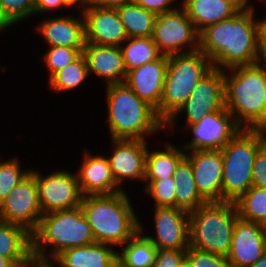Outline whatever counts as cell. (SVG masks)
Instances as JSON below:
<instances>
[{
    "mask_svg": "<svg viewBox=\"0 0 266 267\" xmlns=\"http://www.w3.org/2000/svg\"><path fill=\"white\" fill-rule=\"evenodd\" d=\"M257 10L237 12L199 33V50L212 61L214 68L226 70L257 64L262 21L261 15L256 16Z\"/></svg>",
    "mask_w": 266,
    "mask_h": 267,
    "instance_id": "obj_1",
    "label": "cell"
},
{
    "mask_svg": "<svg viewBox=\"0 0 266 267\" xmlns=\"http://www.w3.org/2000/svg\"><path fill=\"white\" fill-rule=\"evenodd\" d=\"M105 87V127L110 139L150 140L152 137L154 140L160 133L165 134V123L156 110L141 100L125 82Z\"/></svg>",
    "mask_w": 266,
    "mask_h": 267,
    "instance_id": "obj_2",
    "label": "cell"
},
{
    "mask_svg": "<svg viewBox=\"0 0 266 267\" xmlns=\"http://www.w3.org/2000/svg\"><path fill=\"white\" fill-rule=\"evenodd\" d=\"M127 191L83 196L80 208L96 243L117 250L140 231V216Z\"/></svg>",
    "mask_w": 266,
    "mask_h": 267,
    "instance_id": "obj_3",
    "label": "cell"
},
{
    "mask_svg": "<svg viewBox=\"0 0 266 267\" xmlns=\"http://www.w3.org/2000/svg\"><path fill=\"white\" fill-rule=\"evenodd\" d=\"M225 108L242 129L266 127V66H236L224 70Z\"/></svg>",
    "mask_w": 266,
    "mask_h": 267,
    "instance_id": "obj_4",
    "label": "cell"
},
{
    "mask_svg": "<svg viewBox=\"0 0 266 267\" xmlns=\"http://www.w3.org/2000/svg\"><path fill=\"white\" fill-rule=\"evenodd\" d=\"M96 243L80 206L46 213L32 234V255L55 259L69 249Z\"/></svg>",
    "mask_w": 266,
    "mask_h": 267,
    "instance_id": "obj_5",
    "label": "cell"
},
{
    "mask_svg": "<svg viewBox=\"0 0 266 267\" xmlns=\"http://www.w3.org/2000/svg\"><path fill=\"white\" fill-rule=\"evenodd\" d=\"M238 211L235 202H207L189 212V247L227 257Z\"/></svg>",
    "mask_w": 266,
    "mask_h": 267,
    "instance_id": "obj_6",
    "label": "cell"
},
{
    "mask_svg": "<svg viewBox=\"0 0 266 267\" xmlns=\"http://www.w3.org/2000/svg\"><path fill=\"white\" fill-rule=\"evenodd\" d=\"M266 143L263 129H241L221 149L223 158L222 202L237 201L252 186V167Z\"/></svg>",
    "mask_w": 266,
    "mask_h": 267,
    "instance_id": "obj_7",
    "label": "cell"
},
{
    "mask_svg": "<svg viewBox=\"0 0 266 267\" xmlns=\"http://www.w3.org/2000/svg\"><path fill=\"white\" fill-rule=\"evenodd\" d=\"M213 68L212 61L201 50L168 55L163 95L156 110L158 117L166 123Z\"/></svg>",
    "mask_w": 266,
    "mask_h": 267,
    "instance_id": "obj_8",
    "label": "cell"
},
{
    "mask_svg": "<svg viewBox=\"0 0 266 267\" xmlns=\"http://www.w3.org/2000/svg\"><path fill=\"white\" fill-rule=\"evenodd\" d=\"M225 108L224 70L213 68L204 76L191 92V96L165 123V136H171L178 129L199 122L208 113L217 112ZM181 115L183 119L181 118ZM181 120L183 124L178 126ZM177 125V126H176ZM176 127L178 129H176ZM176 129V130H175Z\"/></svg>",
    "mask_w": 266,
    "mask_h": 267,
    "instance_id": "obj_9",
    "label": "cell"
},
{
    "mask_svg": "<svg viewBox=\"0 0 266 267\" xmlns=\"http://www.w3.org/2000/svg\"><path fill=\"white\" fill-rule=\"evenodd\" d=\"M31 169L35 175L39 190V201L43 215L46 213L73 209L80 206L83 195L81 193L76 172L73 169L59 168L49 173ZM47 173V174H46Z\"/></svg>",
    "mask_w": 266,
    "mask_h": 267,
    "instance_id": "obj_10",
    "label": "cell"
},
{
    "mask_svg": "<svg viewBox=\"0 0 266 267\" xmlns=\"http://www.w3.org/2000/svg\"><path fill=\"white\" fill-rule=\"evenodd\" d=\"M151 38L163 55L199 50V33L181 6L156 16Z\"/></svg>",
    "mask_w": 266,
    "mask_h": 267,
    "instance_id": "obj_11",
    "label": "cell"
},
{
    "mask_svg": "<svg viewBox=\"0 0 266 267\" xmlns=\"http://www.w3.org/2000/svg\"><path fill=\"white\" fill-rule=\"evenodd\" d=\"M153 209V210H152ZM152 232L145 229L140 218V232L157 250H187L189 248V213L178 207H152Z\"/></svg>",
    "mask_w": 266,
    "mask_h": 267,
    "instance_id": "obj_12",
    "label": "cell"
},
{
    "mask_svg": "<svg viewBox=\"0 0 266 267\" xmlns=\"http://www.w3.org/2000/svg\"><path fill=\"white\" fill-rule=\"evenodd\" d=\"M43 216L35 175L30 172L0 203V219L33 234Z\"/></svg>",
    "mask_w": 266,
    "mask_h": 267,
    "instance_id": "obj_13",
    "label": "cell"
},
{
    "mask_svg": "<svg viewBox=\"0 0 266 267\" xmlns=\"http://www.w3.org/2000/svg\"><path fill=\"white\" fill-rule=\"evenodd\" d=\"M241 129L232 114L224 108L208 113L199 122L183 128L187 132L185 136L190 135V139L181 142L180 146L186 152L222 149Z\"/></svg>",
    "mask_w": 266,
    "mask_h": 267,
    "instance_id": "obj_14",
    "label": "cell"
},
{
    "mask_svg": "<svg viewBox=\"0 0 266 267\" xmlns=\"http://www.w3.org/2000/svg\"><path fill=\"white\" fill-rule=\"evenodd\" d=\"M111 143L109 153H104L109 161V166L116 184L127 190V182L144 183L146 153L148 140L108 139ZM125 187V188H124Z\"/></svg>",
    "mask_w": 266,
    "mask_h": 267,
    "instance_id": "obj_15",
    "label": "cell"
},
{
    "mask_svg": "<svg viewBox=\"0 0 266 267\" xmlns=\"http://www.w3.org/2000/svg\"><path fill=\"white\" fill-rule=\"evenodd\" d=\"M81 12L86 43L120 46L128 38L117 9L90 2Z\"/></svg>",
    "mask_w": 266,
    "mask_h": 267,
    "instance_id": "obj_16",
    "label": "cell"
},
{
    "mask_svg": "<svg viewBox=\"0 0 266 267\" xmlns=\"http://www.w3.org/2000/svg\"><path fill=\"white\" fill-rule=\"evenodd\" d=\"M68 11L58 16H42V20L35 26V32L48 47H85L84 18L81 11L72 14ZM78 13V14H77ZM77 14V15H76ZM55 16V17H54ZM47 17V18H46Z\"/></svg>",
    "mask_w": 266,
    "mask_h": 267,
    "instance_id": "obj_17",
    "label": "cell"
},
{
    "mask_svg": "<svg viewBox=\"0 0 266 267\" xmlns=\"http://www.w3.org/2000/svg\"><path fill=\"white\" fill-rule=\"evenodd\" d=\"M194 181L207 202H222L223 158L221 149L187 151Z\"/></svg>",
    "mask_w": 266,
    "mask_h": 267,
    "instance_id": "obj_18",
    "label": "cell"
},
{
    "mask_svg": "<svg viewBox=\"0 0 266 267\" xmlns=\"http://www.w3.org/2000/svg\"><path fill=\"white\" fill-rule=\"evenodd\" d=\"M266 252L265 225L236 219L231 249L227 256L232 267H250Z\"/></svg>",
    "mask_w": 266,
    "mask_h": 267,
    "instance_id": "obj_19",
    "label": "cell"
},
{
    "mask_svg": "<svg viewBox=\"0 0 266 267\" xmlns=\"http://www.w3.org/2000/svg\"><path fill=\"white\" fill-rule=\"evenodd\" d=\"M82 151L85 153L75 172L83 196L113 195L123 191L114 180L106 155L94 154L87 148Z\"/></svg>",
    "mask_w": 266,
    "mask_h": 267,
    "instance_id": "obj_20",
    "label": "cell"
},
{
    "mask_svg": "<svg viewBox=\"0 0 266 267\" xmlns=\"http://www.w3.org/2000/svg\"><path fill=\"white\" fill-rule=\"evenodd\" d=\"M82 53L90 79L96 76L103 86L125 82L127 71L120 46L85 43Z\"/></svg>",
    "mask_w": 266,
    "mask_h": 267,
    "instance_id": "obj_21",
    "label": "cell"
},
{
    "mask_svg": "<svg viewBox=\"0 0 266 267\" xmlns=\"http://www.w3.org/2000/svg\"><path fill=\"white\" fill-rule=\"evenodd\" d=\"M168 55L127 73L125 83L143 101L157 110L163 95Z\"/></svg>",
    "mask_w": 266,
    "mask_h": 267,
    "instance_id": "obj_22",
    "label": "cell"
},
{
    "mask_svg": "<svg viewBox=\"0 0 266 267\" xmlns=\"http://www.w3.org/2000/svg\"><path fill=\"white\" fill-rule=\"evenodd\" d=\"M54 260L61 267H112L118 262V250L108 244L92 243L69 248Z\"/></svg>",
    "mask_w": 266,
    "mask_h": 267,
    "instance_id": "obj_23",
    "label": "cell"
},
{
    "mask_svg": "<svg viewBox=\"0 0 266 267\" xmlns=\"http://www.w3.org/2000/svg\"><path fill=\"white\" fill-rule=\"evenodd\" d=\"M156 140L157 142H155ZM154 142L157 148L149 144L146 153L145 179L173 177L177 165L186 156V151L180 144L177 145L176 143L174 145L171 140L161 141L160 146L157 145L159 143L158 139H155Z\"/></svg>",
    "mask_w": 266,
    "mask_h": 267,
    "instance_id": "obj_24",
    "label": "cell"
},
{
    "mask_svg": "<svg viewBox=\"0 0 266 267\" xmlns=\"http://www.w3.org/2000/svg\"><path fill=\"white\" fill-rule=\"evenodd\" d=\"M197 32L234 16L238 11L225 0H180Z\"/></svg>",
    "mask_w": 266,
    "mask_h": 267,
    "instance_id": "obj_25",
    "label": "cell"
},
{
    "mask_svg": "<svg viewBox=\"0 0 266 267\" xmlns=\"http://www.w3.org/2000/svg\"><path fill=\"white\" fill-rule=\"evenodd\" d=\"M0 256L11 259L18 267L25 265L32 256V234L0 219Z\"/></svg>",
    "mask_w": 266,
    "mask_h": 267,
    "instance_id": "obj_26",
    "label": "cell"
},
{
    "mask_svg": "<svg viewBox=\"0 0 266 267\" xmlns=\"http://www.w3.org/2000/svg\"><path fill=\"white\" fill-rule=\"evenodd\" d=\"M173 178L176 183V207L189 213L207 203L197 190L191 161L186 156L177 165Z\"/></svg>",
    "mask_w": 266,
    "mask_h": 267,
    "instance_id": "obj_27",
    "label": "cell"
},
{
    "mask_svg": "<svg viewBox=\"0 0 266 267\" xmlns=\"http://www.w3.org/2000/svg\"><path fill=\"white\" fill-rule=\"evenodd\" d=\"M128 38L152 37L156 14L131 2L116 8Z\"/></svg>",
    "mask_w": 266,
    "mask_h": 267,
    "instance_id": "obj_28",
    "label": "cell"
},
{
    "mask_svg": "<svg viewBox=\"0 0 266 267\" xmlns=\"http://www.w3.org/2000/svg\"><path fill=\"white\" fill-rule=\"evenodd\" d=\"M157 248L139 231L118 249V262L123 267H152Z\"/></svg>",
    "mask_w": 266,
    "mask_h": 267,
    "instance_id": "obj_29",
    "label": "cell"
},
{
    "mask_svg": "<svg viewBox=\"0 0 266 267\" xmlns=\"http://www.w3.org/2000/svg\"><path fill=\"white\" fill-rule=\"evenodd\" d=\"M120 47L127 73L163 55L151 37L127 38Z\"/></svg>",
    "mask_w": 266,
    "mask_h": 267,
    "instance_id": "obj_30",
    "label": "cell"
},
{
    "mask_svg": "<svg viewBox=\"0 0 266 267\" xmlns=\"http://www.w3.org/2000/svg\"><path fill=\"white\" fill-rule=\"evenodd\" d=\"M89 77L85 56L82 53L48 80V88L56 94L76 91L77 88L83 87L82 84L86 85Z\"/></svg>",
    "mask_w": 266,
    "mask_h": 267,
    "instance_id": "obj_31",
    "label": "cell"
},
{
    "mask_svg": "<svg viewBox=\"0 0 266 267\" xmlns=\"http://www.w3.org/2000/svg\"><path fill=\"white\" fill-rule=\"evenodd\" d=\"M235 204L240 218L265 225L266 189L251 186Z\"/></svg>",
    "mask_w": 266,
    "mask_h": 267,
    "instance_id": "obj_32",
    "label": "cell"
},
{
    "mask_svg": "<svg viewBox=\"0 0 266 267\" xmlns=\"http://www.w3.org/2000/svg\"><path fill=\"white\" fill-rule=\"evenodd\" d=\"M1 155V152H0ZM0 156V203L8 196L11 190L25 178L32 169V165L26 167L21 163H24L19 159V156H14L5 159H1ZM24 166V167H22ZM26 168V169H25Z\"/></svg>",
    "mask_w": 266,
    "mask_h": 267,
    "instance_id": "obj_33",
    "label": "cell"
},
{
    "mask_svg": "<svg viewBox=\"0 0 266 267\" xmlns=\"http://www.w3.org/2000/svg\"><path fill=\"white\" fill-rule=\"evenodd\" d=\"M144 196L152 198L153 207H176V183L173 177L165 179H145Z\"/></svg>",
    "mask_w": 266,
    "mask_h": 267,
    "instance_id": "obj_34",
    "label": "cell"
},
{
    "mask_svg": "<svg viewBox=\"0 0 266 267\" xmlns=\"http://www.w3.org/2000/svg\"><path fill=\"white\" fill-rule=\"evenodd\" d=\"M34 16L35 0H0V19L9 29Z\"/></svg>",
    "mask_w": 266,
    "mask_h": 267,
    "instance_id": "obj_35",
    "label": "cell"
},
{
    "mask_svg": "<svg viewBox=\"0 0 266 267\" xmlns=\"http://www.w3.org/2000/svg\"><path fill=\"white\" fill-rule=\"evenodd\" d=\"M46 52L41 54V60L47 69L49 76L47 81L59 70L72 63L77 59L83 51L84 47H64V46H52L47 47Z\"/></svg>",
    "mask_w": 266,
    "mask_h": 267,
    "instance_id": "obj_36",
    "label": "cell"
},
{
    "mask_svg": "<svg viewBox=\"0 0 266 267\" xmlns=\"http://www.w3.org/2000/svg\"><path fill=\"white\" fill-rule=\"evenodd\" d=\"M186 258L194 267H232L227 257L192 247L186 250Z\"/></svg>",
    "mask_w": 266,
    "mask_h": 267,
    "instance_id": "obj_37",
    "label": "cell"
},
{
    "mask_svg": "<svg viewBox=\"0 0 266 267\" xmlns=\"http://www.w3.org/2000/svg\"><path fill=\"white\" fill-rule=\"evenodd\" d=\"M252 186L266 189V143L258 150L254 160Z\"/></svg>",
    "mask_w": 266,
    "mask_h": 267,
    "instance_id": "obj_38",
    "label": "cell"
},
{
    "mask_svg": "<svg viewBox=\"0 0 266 267\" xmlns=\"http://www.w3.org/2000/svg\"><path fill=\"white\" fill-rule=\"evenodd\" d=\"M186 257V250H157L152 267H180Z\"/></svg>",
    "mask_w": 266,
    "mask_h": 267,
    "instance_id": "obj_39",
    "label": "cell"
},
{
    "mask_svg": "<svg viewBox=\"0 0 266 267\" xmlns=\"http://www.w3.org/2000/svg\"><path fill=\"white\" fill-rule=\"evenodd\" d=\"M133 2L156 15L173 11L180 6V0H133Z\"/></svg>",
    "mask_w": 266,
    "mask_h": 267,
    "instance_id": "obj_40",
    "label": "cell"
},
{
    "mask_svg": "<svg viewBox=\"0 0 266 267\" xmlns=\"http://www.w3.org/2000/svg\"><path fill=\"white\" fill-rule=\"evenodd\" d=\"M63 10L68 12L71 8L63 0H35V16L54 15V13L61 12ZM52 13V14H51Z\"/></svg>",
    "mask_w": 266,
    "mask_h": 267,
    "instance_id": "obj_41",
    "label": "cell"
},
{
    "mask_svg": "<svg viewBox=\"0 0 266 267\" xmlns=\"http://www.w3.org/2000/svg\"><path fill=\"white\" fill-rule=\"evenodd\" d=\"M258 64L266 66V15H263L259 28Z\"/></svg>",
    "mask_w": 266,
    "mask_h": 267,
    "instance_id": "obj_42",
    "label": "cell"
},
{
    "mask_svg": "<svg viewBox=\"0 0 266 267\" xmlns=\"http://www.w3.org/2000/svg\"><path fill=\"white\" fill-rule=\"evenodd\" d=\"M238 12H246L256 9V3L252 0H225ZM252 1V2H251Z\"/></svg>",
    "mask_w": 266,
    "mask_h": 267,
    "instance_id": "obj_43",
    "label": "cell"
},
{
    "mask_svg": "<svg viewBox=\"0 0 266 267\" xmlns=\"http://www.w3.org/2000/svg\"><path fill=\"white\" fill-rule=\"evenodd\" d=\"M29 267H61L54 259H45L32 255L29 258Z\"/></svg>",
    "mask_w": 266,
    "mask_h": 267,
    "instance_id": "obj_44",
    "label": "cell"
},
{
    "mask_svg": "<svg viewBox=\"0 0 266 267\" xmlns=\"http://www.w3.org/2000/svg\"><path fill=\"white\" fill-rule=\"evenodd\" d=\"M133 0H95L94 3L100 7L104 8H114L123 6L125 4L131 3Z\"/></svg>",
    "mask_w": 266,
    "mask_h": 267,
    "instance_id": "obj_45",
    "label": "cell"
},
{
    "mask_svg": "<svg viewBox=\"0 0 266 267\" xmlns=\"http://www.w3.org/2000/svg\"><path fill=\"white\" fill-rule=\"evenodd\" d=\"M72 10L82 11L90 3L89 0H63Z\"/></svg>",
    "mask_w": 266,
    "mask_h": 267,
    "instance_id": "obj_46",
    "label": "cell"
},
{
    "mask_svg": "<svg viewBox=\"0 0 266 267\" xmlns=\"http://www.w3.org/2000/svg\"><path fill=\"white\" fill-rule=\"evenodd\" d=\"M0 267H18L11 259L0 256Z\"/></svg>",
    "mask_w": 266,
    "mask_h": 267,
    "instance_id": "obj_47",
    "label": "cell"
},
{
    "mask_svg": "<svg viewBox=\"0 0 266 267\" xmlns=\"http://www.w3.org/2000/svg\"><path fill=\"white\" fill-rule=\"evenodd\" d=\"M250 267H266V252Z\"/></svg>",
    "mask_w": 266,
    "mask_h": 267,
    "instance_id": "obj_48",
    "label": "cell"
},
{
    "mask_svg": "<svg viewBox=\"0 0 266 267\" xmlns=\"http://www.w3.org/2000/svg\"><path fill=\"white\" fill-rule=\"evenodd\" d=\"M8 29V30H7ZM5 30L9 31L8 26L0 19V34L5 32Z\"/></svg>",
    "mask_w": 266,
    "mask_h": 267,
    "instance_id": "obj_49",
    "label": "cell"
},
{
    "mask_svg": "<svg viewBox=\"0 0 266 267\" xmlns=\"http://www.w3.org/2000/svg\"><path fill=\"white\" fill-rule=\"evenodd\" d=\"M180 267H194L192 263L185 257Z\"/></svg>",
    "mask_w": 266,
    "mask_h": 267,
    "instance_id": "obj_50",
    "label": "cell"
},
{
    "mask_svg": "<svg viewBox=\"0 0 266 267\" xmlns=\"http://www.w3.org/2000/svg\"><path fill=\"white\" fill-rule=\"evenodd\" d=\"M112 267H123L119 262H117L116 264H114Z\"/></svg>",
    "mask_w": 266,
    "mask_h": 267,
    "instance_id": "obj_51",
    "label": "cell"
},
{
    "mask_svg": "<svg viewBox=\"0 0 266 267\" xmlns=\"http://www.w3.org/2000/svg\"><path fill=\"white\" fill-rule=\"evenodd\" d=\"M253 1H254V2H257V1H258L257 3H260V2H261V5H262V4L265 3L266 0H257V1L253 0ZM263 2H264V3H263Z\"/></svg>",
    "mask_w": 266,
    "mask_h": 267,
    "instance_id": "obj_52",
    "label": "cell"
},
{
    "mask_svg": "<svg viewBox=\"0 0 266 267\" xmlns=\"http://www.w3.org/2000/svg\"><path fill=\"white\" fill-rule=\"evenodd\" d=\"M20 267H29V259H28V261H27V263L25 265L20 266Z\"/></svg>",
    "mask_w": 266,
    "mask_h": 267,
    "instance_id": "obj_53",
    "label": "cell"
}]
</instances>
